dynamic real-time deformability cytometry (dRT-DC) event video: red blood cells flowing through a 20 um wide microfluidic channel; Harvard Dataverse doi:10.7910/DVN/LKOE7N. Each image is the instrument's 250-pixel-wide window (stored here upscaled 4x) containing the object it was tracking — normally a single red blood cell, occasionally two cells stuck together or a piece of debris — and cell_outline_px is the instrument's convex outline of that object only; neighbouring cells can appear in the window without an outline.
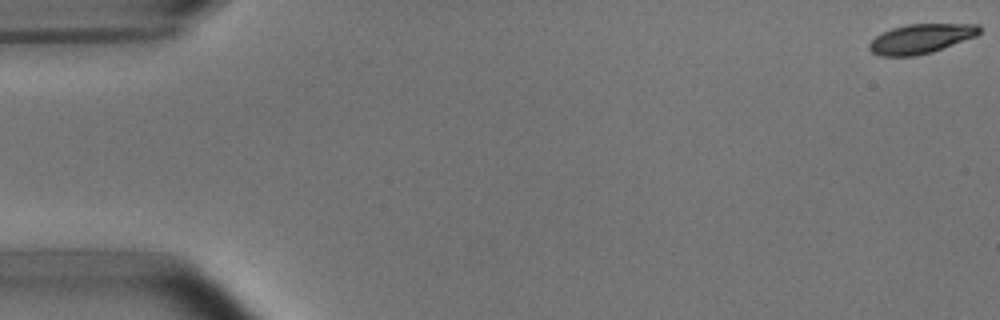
{"species": "common noctule bat (a hibernating species)", "species_latin": "Nyctalus noctula", "temperature_condition": "room temperature", "stored_images_in_passage": 54, "camera_frame_rate_fps": 3000, "um_per_image_px": 0.085, "animal": {"sex": "male", "body_mass_g": 15.6}, "frame": {"image": 1, "passage_image": 1, "time_ms": 0.0, "image_size_px": [1000, 320], "cell_outline_px": [[980, 32], [976, 36], [932, 52], [916, 56], [880, 56], [872, 52], [868, 48], [868, 44], [876, 36], [892, 28], [908, 24], [976, 24], [980, 28]], "centroid_in_image_um": [78.25, 3.3], "position_along_channel_um": 6.7, "area_um2": 18.79}}
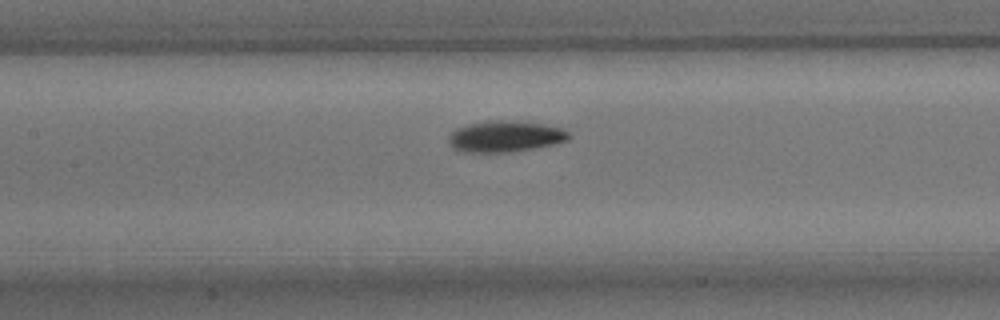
{"frame": {"image": 2, "passage_image": 25, "time_ms": 8.0, "image_size_px": [1000, 320], "cell_outline_px": [[572, 136], [568, 140], [536, 148], [512, 152], [460, 152], [452, 148], [448, 144], [448, 136], [456, 128], [464, 124], [488, 120], [516, 120], [540, 124], [560, 128], [568, 132]], "centroid_in_image_um": [42.87, 11.59], "position_along_channel_um": 164.5, "area_um2": 22.2}}
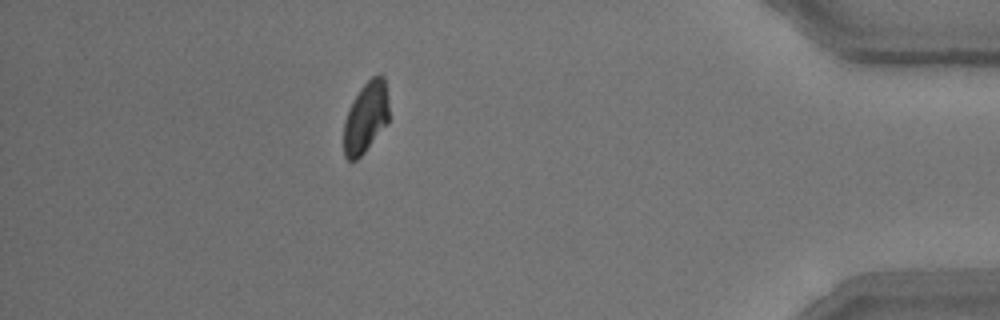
{"frame": {"image": 3, "passage_image": 48, "time_ms": 15.667, "image_size_px": [1000, 320], "cell_outline_px": [[388, 124], [364, 152], [356, 160], [348, 160], [344, 156], [344, 120], [360, 88], [372, 76], [384, 76], [388, 100]], "centroid_in_image_um": [31.1, 10.0], "position_along_channel_um": 404.1, "area_um2": 18.5}, "authors_computed_cell_mechanics": {"area_um2": 19.8832, "velocity_mm_per_s": 3.7301, "shape_relaxation_time_tau1_ms": 2.4673, "shape_relaxation_time_tau2_ms": 9.056, "deformation_change_tau1": 0.1179, "deformation_change_tau2": 0.1234}}